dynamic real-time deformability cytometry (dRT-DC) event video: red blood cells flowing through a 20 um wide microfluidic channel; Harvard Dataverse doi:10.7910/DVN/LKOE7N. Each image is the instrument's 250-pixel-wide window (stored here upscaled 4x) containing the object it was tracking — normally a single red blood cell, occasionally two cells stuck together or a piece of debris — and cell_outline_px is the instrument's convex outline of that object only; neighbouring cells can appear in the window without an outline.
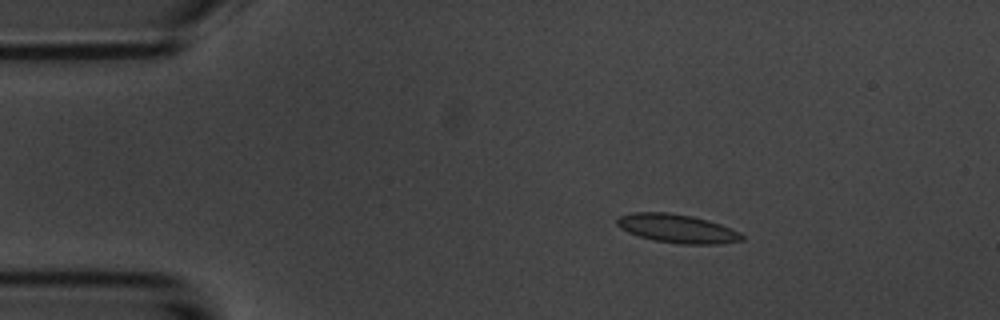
{"species": "common noctule bat (a hibernating species)", "species_latin": "Nyctalus noctula", "temperature_condition": "room temperature", "stored_images_in_passage": 4, "camera_frame_rate_fps": 3000, "um_per_image_px": 0.085, "animal": {"sex": "male", "body_mass_g": 20.1, "forearm_length_mm": 53.5}, "frame": {"image": 1, "passage_image": 3, "time_ms": 2.667, "image_size_px": [1000, 320], "cell_outline_px": [[744, 240], [720, 244], [680, 244], [652, 240], [628, 232], [620, 228], [616, 224], [616, 220], [620, 216], [632, 212], [668, 212], [692, 216], [708, 220], [720, 224], [740, 232], [744, 236]], "centroid_in_image_um": [57.56, 19.43], "position_along_channel_um": 27.4, "area_um2": 20.92}}